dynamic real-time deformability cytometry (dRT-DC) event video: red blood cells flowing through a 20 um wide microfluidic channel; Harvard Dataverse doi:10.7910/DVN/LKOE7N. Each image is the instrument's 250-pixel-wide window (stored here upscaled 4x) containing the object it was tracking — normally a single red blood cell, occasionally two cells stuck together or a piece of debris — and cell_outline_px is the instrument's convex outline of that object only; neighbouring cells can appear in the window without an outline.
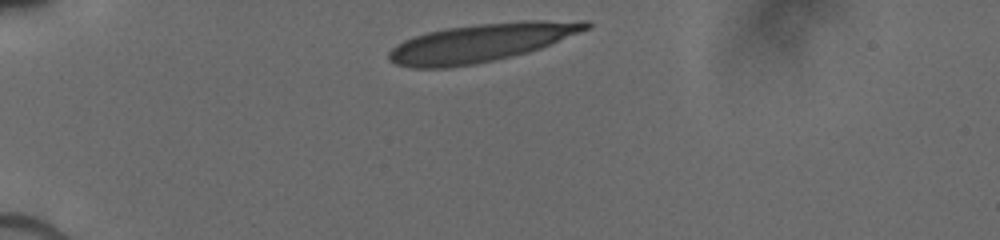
{"species": "human", "species_latin": "Homo sapiens", "temperature_condition": "cold", "stored_images_in_passage": 23, "camera_frame_rate_fps": 3000, "um_per_image_px": 0.085, "donor": {"sex": "male"}, "frame": {"image": 1, "passage_image": 1, "time_ms": 0.0, "image_size_px": [1000, 240], "cell_outline_px": [[592, 24], [588, 28], [540, 48], [528, 52], [492, 60], [472, 64], [444, 68], [412, 68], [396, 64], [388, 60], [388, 52], [396, 44], [404, 40], [428, 32], [448, 28], [476, 24], [524, 20], [588, 20]], "centroid_in_image_um": [40.87, 3.62], "position_along_channel_um": 44.1, "area_um2": 43.52}}
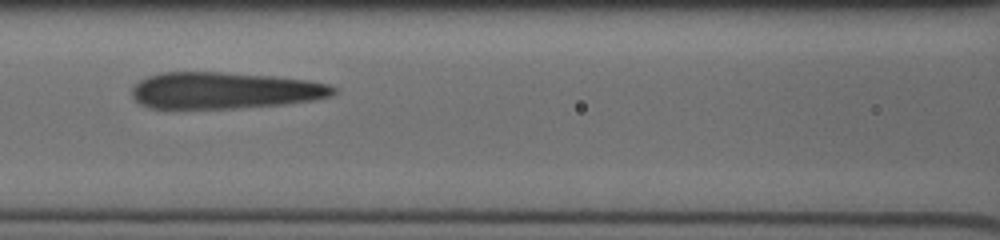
{"frame": {"image": 2, "passage_image": 13, "time_ms": 3.667, "image_size_px": [1000, 240], "cell_outline_px": [[336, 92], [328, 96], [308, 100], [280, 104], [236, 108], [148, 108], [140, 104], [132, 96], [132, 88], [140, 80], [148, 76], [160, 72], [224, 72], [272, 76], [308, 80], [328, 84], [336, 88]], "centroid_in_image_um": [19.03, 7.68], "position_along_channel_um": 147.6, "area_um2": 42.66}}
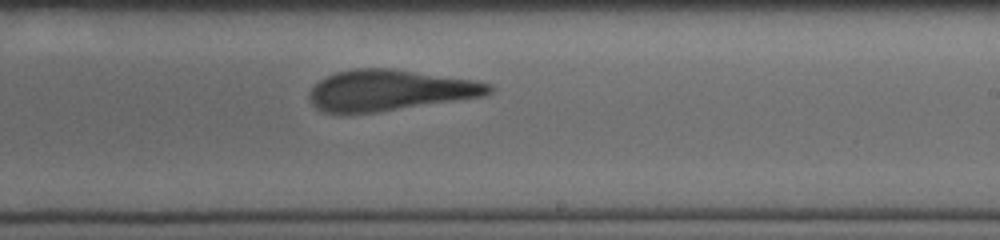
{"frame": {"image": 3, "passage_image": 23, "time_ms": 6.333, "image_size_px": [1000, 240], "cell_outline_px": [[492, 92], [480, 96], [376, 112], [324, 112], [316, 108], [312, 104], [308, 96], [312, 88], [320, 80], [336, 72], [356, 68], [392, 68], [476, 80], [492, 84]], "centroid_in_image_um": [33.12, 7.65], "position_along_channel_um": 255.9, "area_um2": 42.19}}